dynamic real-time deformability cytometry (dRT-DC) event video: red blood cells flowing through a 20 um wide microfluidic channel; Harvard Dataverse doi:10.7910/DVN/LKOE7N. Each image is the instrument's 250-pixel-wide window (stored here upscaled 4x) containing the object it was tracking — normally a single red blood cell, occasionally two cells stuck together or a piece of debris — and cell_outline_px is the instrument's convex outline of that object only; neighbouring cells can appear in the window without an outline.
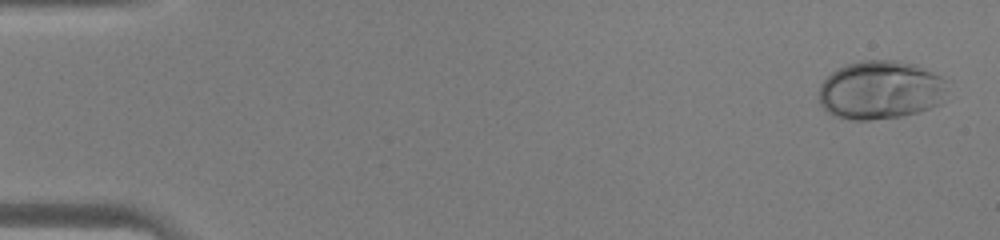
{"species": "human", "species_latin": "Homo sapiens", "temperature_condition": "warm", "stored_images_in_passage": 45, "camera_frame_rate_fps": 3000, "um_per_image_px": 0.085, "donor": {"sex": "male"}, "frame": {"image": 1, "passage_image": 2, "time_ms": 0.333, "image_size_px": [1000, 240], "cell_outline_px": [[952, 80], [940, 104], [920, 112], [900, 116], [868, 120], [852, 120], [832, 116], [820, 104], [816, 96], [820, 84], [832, 72], [848, 64], [860, 60], [900, 60], [916, 64]], "centroid_in_image_um": [74.88, 7.64], "position_along_channel_um": 10.1, "area_um2": 44.85}}
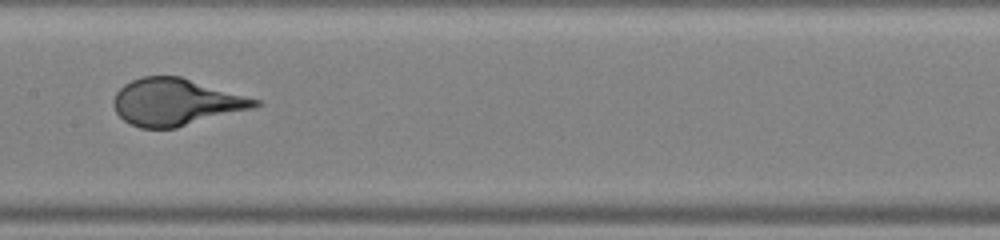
{"frame": {"image": 2, "passage_image": 24, "time_ms": 7.667, "image_size_px": [1000, 240], "cell_outline_px": [[264, 104], [252, 108], [176, 128], [140, 128], [124, 120], [116, 112], [112, 104], [112, 100], [116, 92], [124, 84], [132, 80], [144, 76], [180, 76], [260, 100]], "centroid_in_image_um": [14.92, 8.67], "position_along_channel_um": 192.5, "area_um2": 38.49}}
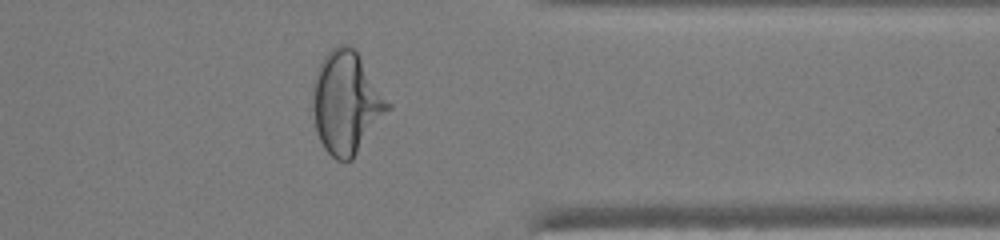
{"frame": {"image": 3, "passage_image": 37, "time_ms": 12.0, "image_size_px": [1000, 240], "cell_outline_px": [[392, 108], [352, 160], [336, 160], [324, 148], [320, 140], [316, 128], [312, 108], [312, 84], [316, 72], [324, 56], [336, 44], [348, 44], [356, 48], [392, 104]], "centroid_in_image_um": [29.47, 8.69], "position_along_channel_um": 381.9, "area_um2": 45.49}}